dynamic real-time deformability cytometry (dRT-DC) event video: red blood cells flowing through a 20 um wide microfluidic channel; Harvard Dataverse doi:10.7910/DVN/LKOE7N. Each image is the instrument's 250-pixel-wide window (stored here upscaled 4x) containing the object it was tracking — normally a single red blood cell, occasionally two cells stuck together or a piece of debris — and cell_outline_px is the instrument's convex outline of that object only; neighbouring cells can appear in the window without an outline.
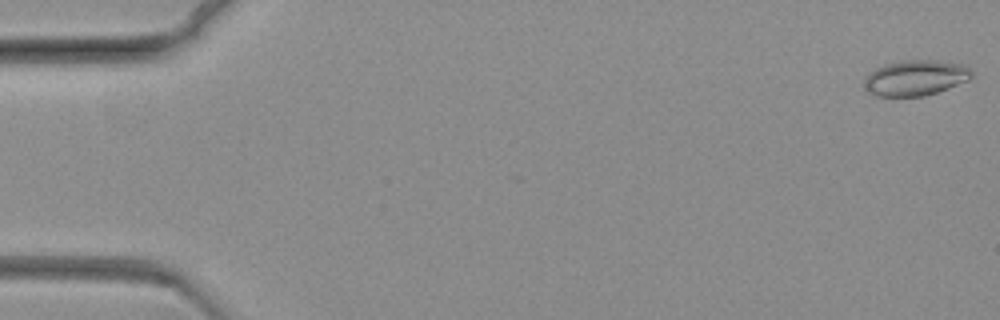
{"species": "common noctule bat (a hibernating species)", "species_latin": "Nyctalus noctula", "temperature_condition": "warm", "stored_images_in_passage": 6, "camera_frame_rate_fps": 3000, "um_per_image_px": 0.085, "animal": {"sex": "female", "body_mass_g": 19.3, "forearm_length_mm": 54.1}, "frame": {"image": 1, "passage_image": 1, "time_ms": 0.0, "image_size_px": [1000, 320], "cell_outline_px": [[972, 76], [968, 80], [948, 88], [924, 96], [876, 96], [868, 92], [864, 88], [864, 76], [876, 68], [884, 64], [900, 60], [936, 60], [964, 64], [972, 72]], "centroid_in_image_um": [77.78, 6.61], "position_along_channel_um": 7.2, "area_um2": 22.37}}